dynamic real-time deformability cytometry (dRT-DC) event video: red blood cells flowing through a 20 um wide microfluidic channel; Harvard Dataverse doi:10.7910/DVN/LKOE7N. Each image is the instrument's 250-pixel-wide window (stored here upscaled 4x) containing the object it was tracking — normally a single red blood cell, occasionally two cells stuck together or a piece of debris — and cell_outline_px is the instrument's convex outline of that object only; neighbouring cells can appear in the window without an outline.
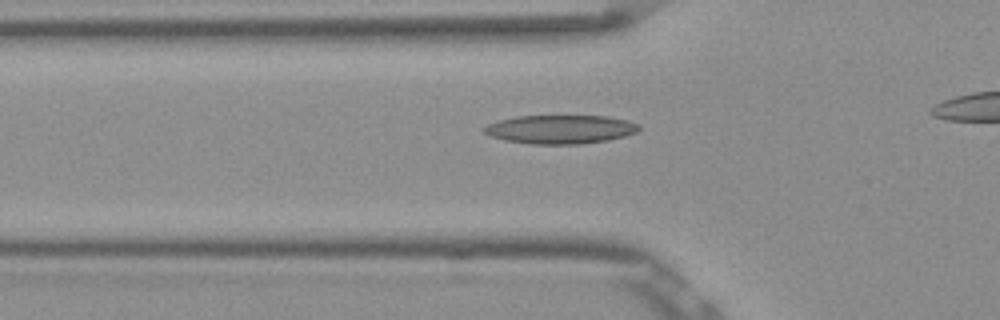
{"species": "Egyptian fruit bat (a non-hibernating species)", "species_latin": "Rousettus aegyptiacus", "temperature_condition": "room temperature", "stored_images_in_passage": 37, "camera_frame_rate_fps": 3000, "um_per_image_px": 0.085, "frame": {"image": 1, "passage_image": 12, "time_ms": 3.667, "image_size_px": [1000, 320], "cell_outline_px": [[640, 128], [636, 132], [624, 136], [608, 140], [580, 144], [532, 144], [504, 140], [488, 136], [480, 128], [488, 124], [500, 120], [516, 116], [604, 116], [628, 120], [640, 124]], "centroid_in_image_um": [47.6, 10.99], "position_along_channel_um": 78.2, "area_um2": 26.01}}
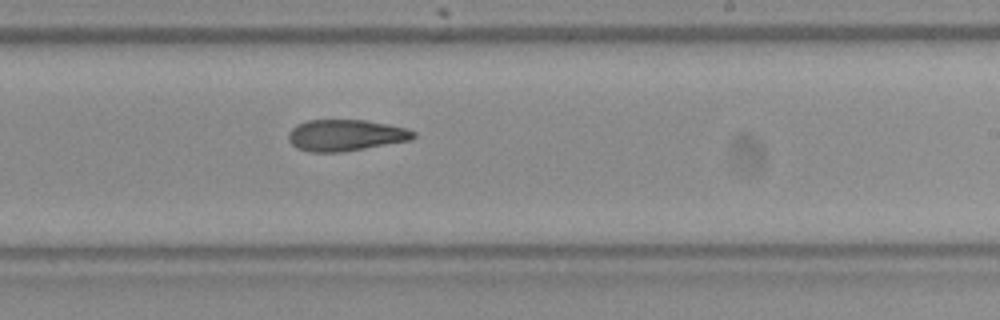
{"frame": {"image": 2, "passage_image": 26, "time_ms": 8.333, "image_size_px": [1000, 320], "cell_outline_px": [[416, 136], [412, 140], [340, 152], [308, 152], [296, 148], [288, 140], [288, 132], [296, 124], [308, 120], [364, 120], [388, 124], [404, 128], [416, 132]], "centroid_in_image_um": [29.35, 11.49], "position_along_channel_um": 259.7, "area_um2": 22.89}}
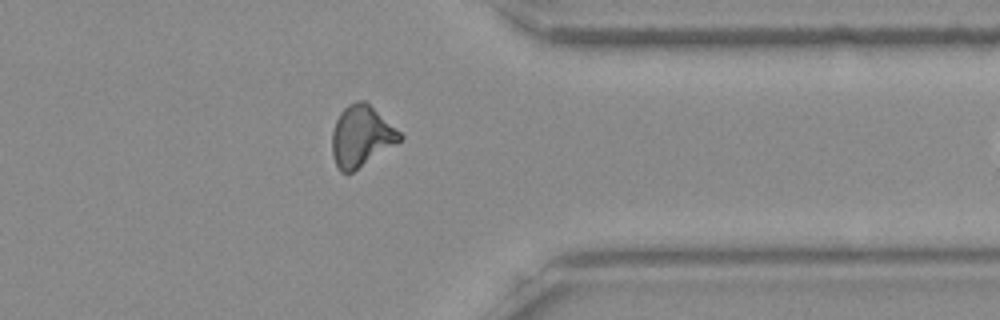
{"frame": {"image": 3, "passage_image": 36, "time_ms": 11.667, "image_size_px": [1000, 320], "cell_outline_px": [[404, 136], [400, 140], [352, 172], [340, 172], [332, 156], [332, 132], [336, 120], [340, 112], [348, 104], [356, 100], [364, 100], [400, 132]], "centroid_in_image_um": [30.66, 11.56], "position_along_channel_um": 380.7, "area_um2": 23.52}}